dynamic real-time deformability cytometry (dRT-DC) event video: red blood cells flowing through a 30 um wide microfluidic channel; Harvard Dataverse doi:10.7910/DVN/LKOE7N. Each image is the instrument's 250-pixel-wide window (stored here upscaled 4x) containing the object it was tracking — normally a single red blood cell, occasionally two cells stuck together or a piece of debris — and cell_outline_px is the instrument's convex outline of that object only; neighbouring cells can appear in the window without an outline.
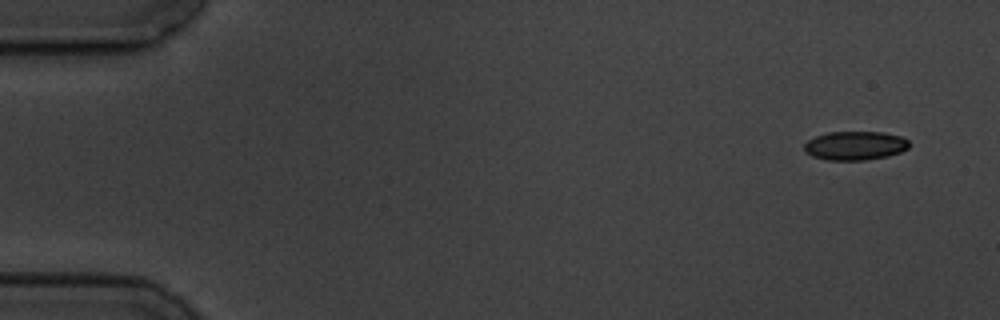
{"species": "common noctule bat (a hibernating species)", "species_latin": "Nyctalus noctula", "temperature_condition": "cold", "stored_images_in_passage": 7, "camera_frame_rate_fps": 3000, "um_per_image_px": 0.085, "animal": {"sex": "male", "body_mass_g": 19.5, "forearm_length_mm": 54.6}, "frame": {"image": 1, "passage_image": 1, "time_ms": 0.0, "image_size_px": [1000, 320], "cell_outline_px": [[908, 148], [900, 152], [888, 156], [864, 160], [828, 160], [812, 156], [804, 148], [804, 144], [808, 140], [816, 136], [828, 132], [884, 132], [900, 136], [908, 140]], "centroid_in_image_um": [72.69, 12.37], "position_along_channel_um": 12.3, "area_um2": 17.51}}
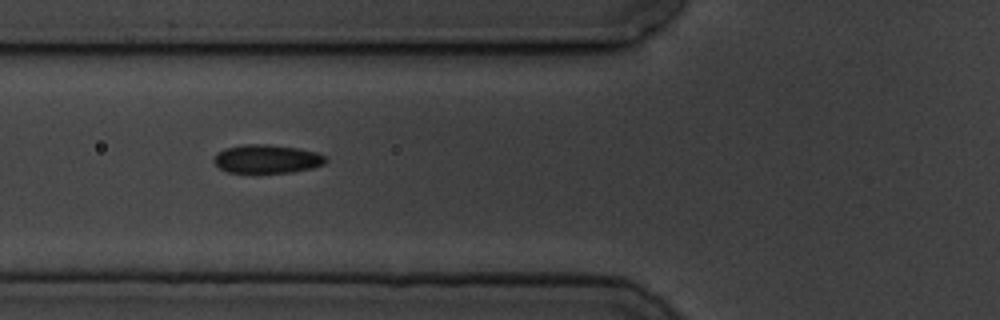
{"frame": {"image": 2, "passage_image": 6, "time_ms": 6.0, "image_size_px": [1000, 320], "cell_outline_px": [[328, 160], [324, 164], [312, 168], [292, 172], [228, 172], [220, 168], [212, 160], [216, 152], [224, 148], [244, 144], [264, 144], [300, 148], [316, 152], [324, 156]], "centroid_in_image_um": [22.67, 13.5], "position_along_channel_um": 103.1, "area_um2": 18.61}}
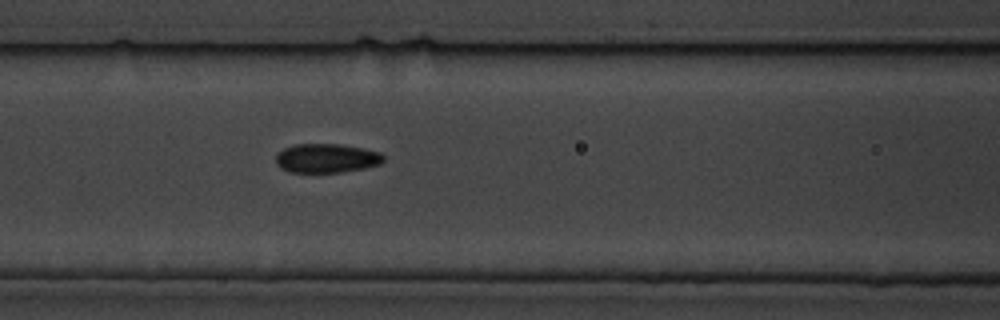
{"frame": {"image": 3, "passage_image": 7, "time_ms": 7.0, "image_size_px": [1000, 320], "cell_outline_px": [[384, 160], [380, 164], [364, 168], [340, 172], [288, 172], [280, 168], [276, 164], [276, 152], [284, 148], [296, 144], [340, 144], [364, 148], [380, 152], [384, 156]], "centroid_in_image_um": [27.73, 13.44], "position_along_channel_um": 138.9, "area_um2": 18.38}}